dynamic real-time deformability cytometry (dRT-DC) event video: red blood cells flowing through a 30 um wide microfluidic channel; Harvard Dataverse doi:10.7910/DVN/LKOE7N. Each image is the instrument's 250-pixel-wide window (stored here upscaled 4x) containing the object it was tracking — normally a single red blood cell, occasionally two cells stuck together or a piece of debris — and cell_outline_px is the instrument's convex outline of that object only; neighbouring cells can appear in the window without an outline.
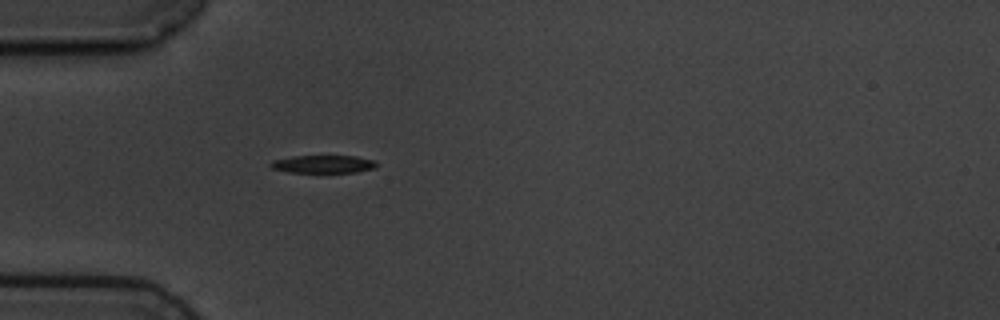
{"species": "common noctule bat (a hibernating species)", "species_latin": "Nyctalus noctula", "temperature_condition": "cold", "stored_images_in_passage": 4, "camera_frame_rate_fps": 3000, "um_per_image_px": 0.085, "animal": {"sex": "male", "body_mass_g": 19.5, "forearm_length_mm": 54.6}, "frame": {"image": 1, "passage_image": 4, "time_ms": 3.667, "image_size_px": [1000, 320], "cell_outline_px": [[376, 168], [356, 172], [288, 172], [272, 168], [268, 164], [272, 160], [292, 156], [356, 156], [372, 160], [376, 164]], "centroid_in_image_um": [27.43, 13.95], "position_along_channel_um": 57.6, "area_um2": 10.92}}